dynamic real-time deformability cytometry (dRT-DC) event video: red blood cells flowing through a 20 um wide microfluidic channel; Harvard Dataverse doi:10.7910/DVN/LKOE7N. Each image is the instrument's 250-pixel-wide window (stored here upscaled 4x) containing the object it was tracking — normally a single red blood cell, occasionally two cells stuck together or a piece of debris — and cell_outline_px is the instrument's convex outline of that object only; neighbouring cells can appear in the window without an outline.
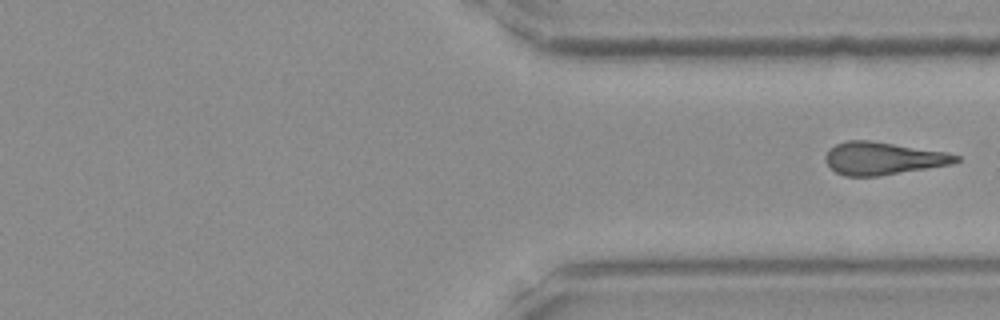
{"species": "Egyptian fruit bat (a non-hibernating species)", "species_latin": "Rousettus aegyptiacus", "temperature_condition": "room temperature", "stored_images_in_passage": 39, "segment_of_instrument_passage": [2, 2], "camera_frame_rate_fps": 3000, "um_per_image_px": 0.085, "frame": {"image": 1, "passage_image": 39, "time_ms": 12.667, "image_size_px": [1000, 320], "cell_outline_px": [[960, 160], [952, 164], [880, 176], [844, 176], [836, 172], [824, 160], [824, 156], [828, 148], [836, 144], [848, 140], [868, 140], [944, 152], [960, 156]], "centroid_in_image_um": [75.01, 13.47], "position_along_channel_um": 336.4, "area_um2": 24.68}}